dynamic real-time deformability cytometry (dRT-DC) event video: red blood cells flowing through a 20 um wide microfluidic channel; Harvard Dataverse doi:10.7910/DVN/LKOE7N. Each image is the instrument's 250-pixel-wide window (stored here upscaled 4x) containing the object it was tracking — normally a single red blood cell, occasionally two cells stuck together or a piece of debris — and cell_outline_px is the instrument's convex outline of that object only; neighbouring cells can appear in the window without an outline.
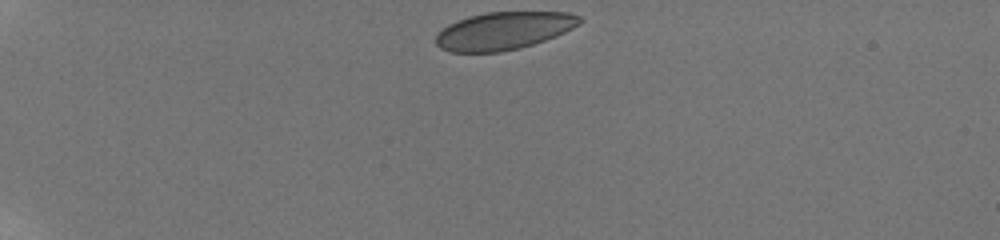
{"species": "human", "species_latin": "Homo sapiens", "temperature_condition": "room temperature", "stored_images_in_passage": 41, "camera_frame_rate_fps": 3000, "um_per_image_px": 0.085, "donor": {"sex": "male"}, "frame": {"image": 1, "passage_image": 1, "time_ms": 0.0, "image_size_px": [1000, 240], "cell_outline_px": [[584, 20], [580, 24], [556, 36], [520, 48], [500, 52], [452, 52], [440, 48], [436, 44], [436, 36], [448, 24], [456, 20], [468, 16], [484, 12], [568, 12], [580, 16]], "centroid_in_image_um": [42.82, 2.61], "position_along_channel_um": 42.2, "area_um2": 31.62}}
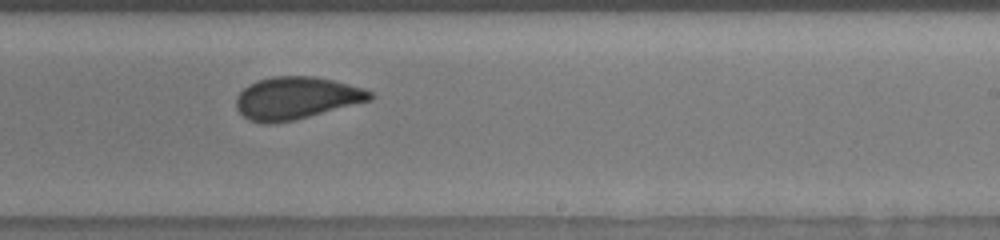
{"frame": {"image": 2, "passage_image": 27, "time_ms": 7.667, "image_size_px": [1000, 240], "cell_outline_px": [[376, 96], [372, 100], [292, 120], [264, 124], [248, 120], [236, 108], [236, 96], [248, 84], [272, 76], [312, 76], [332, 80], [364, 88], [372, 92]], "centroid_in_image_um": [25.18, 8.33], "position_along_channel_um": 263.8, "area_um2": 32.83}}
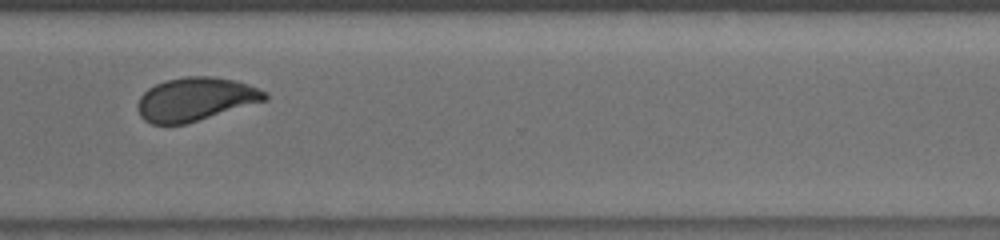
{"frame": {"image": 3, "passage_image": 32, "time_ms": 10.0, "image_size_px": [1000, 240], "cell_outline_px": [[268, 100], [184, 124], [152, 124], [144, 120], [140, 116], [136, 108], [136, 104], [140, 96], [148, 88], [164, 80], [184, 76], [212, 76], [232, 80], [248, 84], [268, 92]], "centroid_in_image_um": [16.59, 8.42], "position_along_channel_um": 354.0, "area_um2": 32.31}}